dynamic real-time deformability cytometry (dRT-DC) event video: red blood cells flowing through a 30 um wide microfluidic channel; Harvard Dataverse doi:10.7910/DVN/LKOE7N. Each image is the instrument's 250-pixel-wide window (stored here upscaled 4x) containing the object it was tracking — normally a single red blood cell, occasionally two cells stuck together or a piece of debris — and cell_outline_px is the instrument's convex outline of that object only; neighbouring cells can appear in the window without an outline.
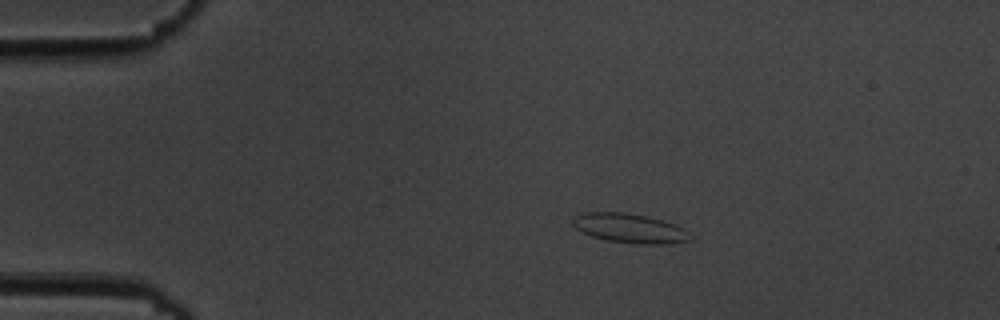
{"species": "common noctule bat (a hibernating species)", "species_latin": "Nyctalus noctula", "temperature_condition": "cold", "stored_images_in_passage": 5, "camera_frame_rate_fps": 3000, "um_per_image_px": 0.085, "animal": {"sex": "male", "body_mass_g": 19.5, "forearm_length_mm": 54.6}, "frame": {"image": 1, "passage_image": 3, "time_ms": 2.333, "image_size_px": [1000, 320], "cell_outline_px": [[692, 240], [668, 244], [636, 244], [608, 240], [592, 236], [580, 232], [572, 224], [572, 220], [576, 216], [584, 212], [624, 212], [648, 216], [664, 220], [680, 228], [692, 236]], "centroid_in_image_um": [53.5, 19.4], "position_along_channel_um": 31.5, "area_um2": 20.06}}